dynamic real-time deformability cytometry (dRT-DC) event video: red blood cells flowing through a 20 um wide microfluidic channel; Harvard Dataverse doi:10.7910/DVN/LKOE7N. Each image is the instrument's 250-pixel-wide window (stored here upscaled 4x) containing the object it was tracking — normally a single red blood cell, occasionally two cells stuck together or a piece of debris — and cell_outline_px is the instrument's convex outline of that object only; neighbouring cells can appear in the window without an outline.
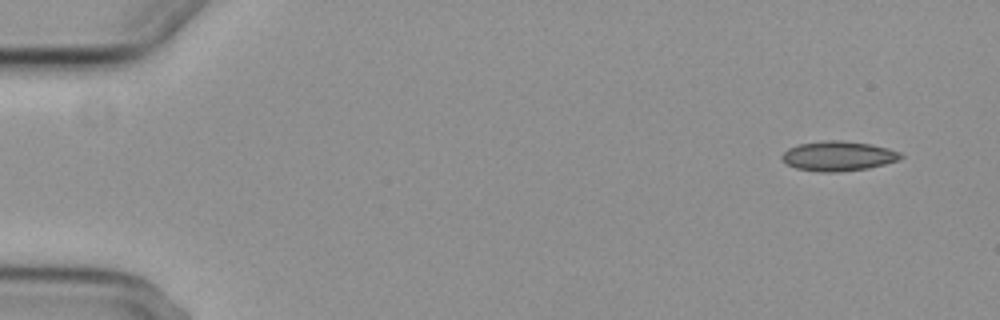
{"species": "common noctule bat (a hibernating species)", "species_latin": "Nyctalus noctula", "temperature_condition": "cold", "stored_images_in_passage": 5, "camera_frame_rate_fps": 3000, "um_per_image_px": 0.085, "animal": {"sex": "female", "body_mass_g": 29.2, "forearm_length_mm": 56.3}, "frame": {"image": 1, "passage_image": 1, "time_ms": 0.0, "image_size_px": [1000, 320], "cell_outline_px": [[904, 156], [900, 160], [868, 168], [840, 172], [820, 172], [796, 168], [788, 164], [780, 156], [788, 148], [796, 144], [824, 140], [840, 140], [872, 144], [888, 148], [900, 152]], "centroid_in_image_um": [71.26, 13.25], "position_along_channel_um": 13.7, "area_um2": 20.75}}
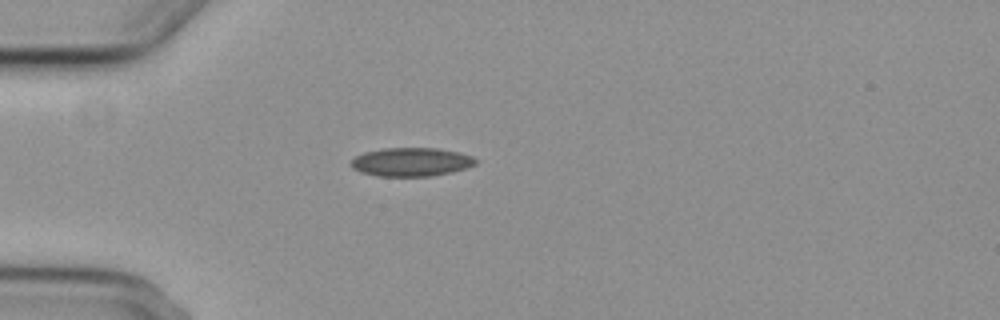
{"frame": {"image": 2, "passage_image": 3, "time_ms": 4.0, "image_size_px": [1000, 320], "cell_outline_px": [[476, 164], [468, 168], [452, 172], [432, 176], [376, 176], [360, 172], [352, 168], [348, 164], [356, 156], [364, 152], [384, 148], [440, 148], [460, 152], [472, 156], [476, 160]], "centroid_in_image_um": [34.95, 13.77], "position_along_channel_um": 50.0, "area_um2": 21.04}}